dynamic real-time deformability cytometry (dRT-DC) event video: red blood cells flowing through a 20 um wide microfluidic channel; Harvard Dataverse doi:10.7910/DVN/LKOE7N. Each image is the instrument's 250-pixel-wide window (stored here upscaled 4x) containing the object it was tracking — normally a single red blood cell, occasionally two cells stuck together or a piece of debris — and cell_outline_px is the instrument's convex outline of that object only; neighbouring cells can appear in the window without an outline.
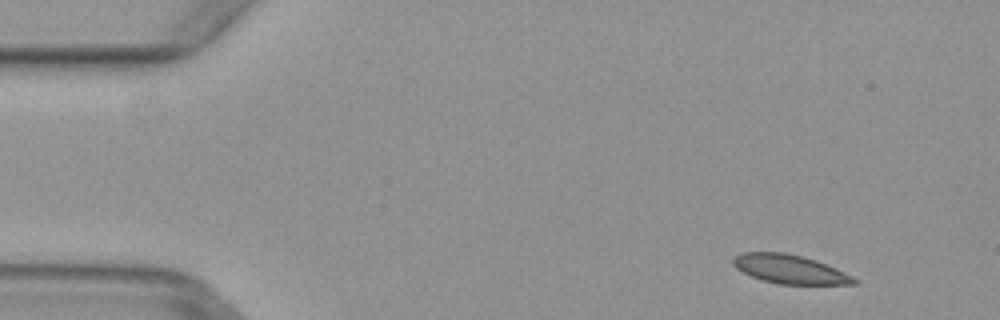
{"species": "common noctule bat (a hibernating species)", "species_latin": "Nyctalus noctula", "temperature_condition": "warm", "stored_images_in_passage": 4, "camera_frame_rate_fps": 3000, "um_per_image_px": 0.085, "animal": {"sex": "female", "body_mass_g": 29.2, "forearm_length_mm": 56.3}, "frame": {"image": 1, "passage_image": 1, "time_ms": 0.0, "image_size_px": [1000, 320], "cell_outline_px": [[860, 280], [856, 284], [776, 284], [752, 276], [736, 268], [732, 264], [732, 256], [740, 252], [784, 252], [816, 260], [836, 268]], "centroid_in_image_um": [67.11, 22.87], "position_along_channel_um": 17.9, "area_um2": 20.35}}